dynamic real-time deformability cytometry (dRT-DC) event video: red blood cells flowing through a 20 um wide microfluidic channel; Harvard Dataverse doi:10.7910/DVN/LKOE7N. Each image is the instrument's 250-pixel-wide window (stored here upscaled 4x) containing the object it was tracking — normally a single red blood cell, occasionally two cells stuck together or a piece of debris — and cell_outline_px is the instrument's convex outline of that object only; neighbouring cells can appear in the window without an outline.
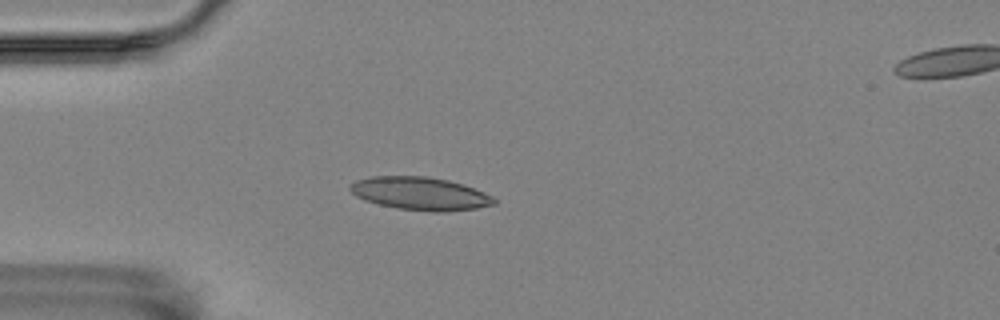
{"species": "Egyptian fruit bat (a non-hibernating species)", "species_latin": "Rousettus aegyptiacus", "temperature_condition": "room temperature", "stored_images_in_passage": 8, "camera_frame_rate_fps": 3000, "um_per_image_px": 0.085, "animal": {"sex": "female"}, "frame": {"image": 1, "passage_image": 4, "time_ms": 1.0, "image_size_px": [1000, 320], "cell_outline_px": [[496, 204], [476, 208], [444, 212], [432, 212], [396, 208], [364, 200], [356, 196], [348, 188], [356, 180], [372, 176], [424, 176], [448, 180], [464, 184], [484, 192], [492, 196], [496, 200]], "centroid_in_image_um": [35.73, 16.45], "position_along_channel_um": 49.3, "area_um2": 27.69}}
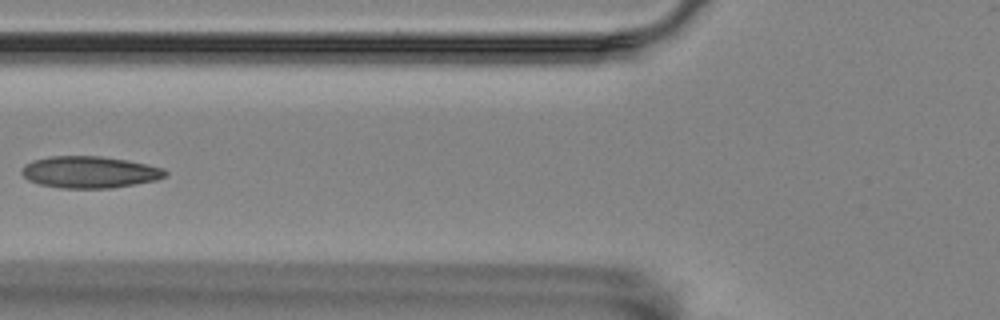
{"frame": {"image": 2, "passage_image": 6, "time_ms": 1.667, "image_size_px": [1000, 320], "cell_outline_px": [[168, 176], [156, 180], [136, 184], [112, 188], [60, 188], [40, 184], [28, 180], [20, 172], [20, 168], [24, 164], [32, 160], [48, 156], [100, 156], [128, 160], [164, 168], [168, 172]], "centroid_in_image_um": [7.61, 14.62], "position_along_channel_um": 118.2, "area_um2": 26.88}}
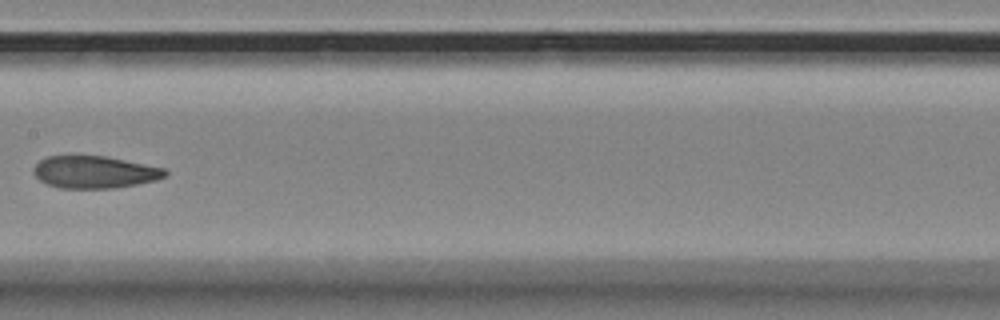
{"frame": {"image": 3, "passage_image": 8, "time_ms": 2.333, "image_size_px": [1000, 320], "cell_outline_px": [[168, 176], [156, 180], [136, 184], [112, 188], [60, 188], [48, 184], [40, 180], [32, 172], [32, 168], [40, 160], [48, 156], [104, 156], [164, 168], [168, 172]], "centroid_in_image_um": [8.03, 14.63], "position_along_channel_um": 199.4, "area_um2": 24.57}}